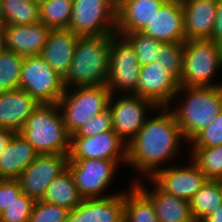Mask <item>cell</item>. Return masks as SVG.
I'll return each instance as SVG.
<instances>
[{
    "instance_id": "obj_1",
    "label": "cell",
    "mask_w": 222,
    "mask_h": 222,
    "mask_svg": "<svg viewBox=\"0 0 222 222\" xmlns=\"http://www.w3.org/2000/svg\"><path fill=\"white\" fill-rule=\"evenodd\" d=\"M182 142L186 140L171 109L157 107L127 144V165L144 178H151L179 155Z\"/></svg>"
},
{
    "instance_id": "obj_2",
    "label": "cell",
    "mask_w": 222,
    "mask_h": 222,
    "mask_svg": "<svg viewBox=\"0 0 222 222\" xmlns=\"http://www.w3.org/2000/svg\"><path fill=\"white\" fill-rule=\"evenodd\" d=\"M173 105H175V107ZM171 106L173 107L171 108ZM169 108L173 112L176 122L181 128L187 145L200 131L207 128L221 113L222 86H179V90Z\"/></svg>"
},
{
    "instance_id": "obj_3",
    "label": "cell",
    "mask_w": 222,
    "mask_h": 222,
    "mask_svg": "<svg viewBox=\"0 0 222 222\" xmlns=\"http://www.w3.org/2000/svg\"><path fill=\"white\" fill-rule=\"evenodd\" d=\"M111 35L79 37L68 73L65 89L107 84Z\"/></svg>"
},
{
    "instance_id": "obj_4",
    "label": "cell",
    "mask_w": 222,
    "mask_h": 222,
    "mask_svg": "<svg viewBox=\"0 0 222 222\" xmlns=\"http://www.w3.org/2000/svg\"><path fill=\"white\" fill-rule=\"evenodd\" d=\"M19 134L38 154H69L71 135L65 127L58 103L39 104Z\"/></svg>"
},
{
    "instance_id": "obj_5",
    "label": "cell",
    "mask_w": 222,
    "mask_h": 222,
    "mask_svg": "<svg viewBox=\"0 0 222 222\" xmlns=\"http://www.w3.org/2000/svg\"><path fill=\"white\" fill-rule=\"evenodd\" d=\"M220 71L222 72V46L210 39L184 41L183 73L178 81L179 86H222L221 82L213 81Z\"/></svg>"
},
{
    "instance_id": "obj_6",
    "label": "cell",
    "mask_w": 222,
    "mask_h": 222,
    "mask_svg": "<svg viewBox=\"0 0 222 222\" xmlns=\"http://www.w3.org/2000/svg\"><path fill=\"white\" fill-rule=\"evenodd\" d=\"M111 93L107 86H81L65 89L58 106L70 135L95 115L108 108Z\"/></svg>"
},
{
    "instance_id": "obj_7",
    "label": "cell",
    "mask_w": 222,
    "mask_h": 222,
    "mask_svg": "<svg viewBox=\"0 0 222 222\" xmlns=\"http://www.w3.org/2000/svg\"><path fill=\"white\" fill-rule=\"evenodd\" d=\"M117 0H73L68 29L79 37L116 34Z\"/></svg>"
},
{
    "instance_id": "obj_8",
    "label": "cell",
    "mask_w": 222,
    "mask_h": 222,
    "mask_svg": "<svg viewBox=\"0 0 222 222\" xmlns=\"http://www.w3.org/2000/svg\"><path fill=\"white\" fill-rule=\"evenodd\" d=\"M19 89L25 90L39 104L58 103L65 91L63 77L41 57L24 56Z\"/></svg>"
},
{
    "instance_id": "obj_9",
    "label": "cell",
    "mask_w": 222,
    "mask_h": 222,
    "mask_svg": "<svg viewBox=\"0 0 222 222\" xmlns=\"http://www.w3.org/2000/svg\"><path fill=\"white\" fill-rule=\"evenodd\" d=\"M127 165V161H110L102 159H69L68 169L73 175L74 182L80 195L86 198H104L118 195L124 191L114 194H106L110 183L117 174V167ZM105 193V194H103Z\"/></svg>"
},
{
    "instance_id": "obj_10",
    "label": "cell",
    "mask_w": 222,
    "mask_h": 222,
    "mask_svg": "<svg viewBox=\"0 0 222 222\" xmlns=\"http://www.w3.org/2000/svg\"><path fill=\"white\" fill-rule=\"evenodd\" d=\"M108 108L112 129L126 144L136 136L149 115L157 109L151 101L132 94L111 95Z\"/></svg>"
},
{
    "instance_id": "obj_11",
    "label": "cell",
    "mask_w": 222,
    "mask_h": 222,
    "mask_svg": "<svg viewBox=\"0 0 222 222\" xmlns=\"http://www.w3.org/2000/svg\"><path fill=\"white\" fill-rule=\"evenodd\" d=\"M141 66L131 45L117 34L111 35L109 71L106 86L111 95H135ZM119 92V93H118Z\"/></svg>"
},
{
    "instance_id": "obj_12",
    "label": "cell",
    "mask_w": 222,
    "mask_h": 222,
    "mask_svg": "<svg viewBox=\"0 0 222 222\" xmlns=\"http://www.w3.org/2000/svg\"><path fill=\"white\" fill-rule=\"evenodd\" d=\"M69 154H39L18 178L22 193L42 200L48 185L68 169Z\"/></svg>"
},
{
    "instance_id": "obj_13",
    "label": "cell",
    "mask_w": 222,
    "mask_h": 222,
    "mask_svg": "<svg viewBox=\"0 0 222 222\" xmlns=\"http://www.w3.org/2000/svg\"><path fill=\"white\" fill-rule=\"evenodd\" d=\"M178 90V80L159 61L141 66L135 95L151 101L156 107H170Z\"/></svg>"
},
{
    "instance_id": "obj_14",
    "label": "cell",
    "mask_w": 222,
    "mask_h": 222,
    "mask_svg": "<svg viewBox=\"0 0 222 222\" xmlns=\"http://www.w3.org/2000/svg\"><path fill=\"white\" fill-rule=\"evenodd\" d=\"M187 164L165 166L151 179L166 193L190 201L208 178L189 157Z\"/></svg>"
},
{
    "instance_id": "obj_15",
    "label": "cell",
    "mask_w": 222,
    "mask_h": 222,
    "mask_svg": "<svg viewBox=\"0 0 222 222\" xmlns=\"http://www.w3.org/2000/svg\"><path fill=\"white\" fill-rule=\"evenodd\" d=\"M69 159L127 161V144L113 129L92 137H71Z\"/></svg>"
},
{
    "instance_id": "obj_16",
    "label": "cell",
    "mask_w": 222,
    "mask_h": 222,
    "mask_svg": "<svg viewBox=\"0 0 222 222\" xmlns=\"http://www.w3.org/2000/svg\"><path fill=\"white\" fill-rule=\"evenodd\" d=\"M141 32L165 43L184 42L185 25L181 0H167Z\"/></svg>"
},
{
    "instance_id": "obj_17",
    "label": "cell",
    "mask_w": 222,
    "mask_h": 222,
    "mask_svg": "<svg viewBox=\"0 0 222 222\" xmlns=\"http://www.w3.org/2000/svg\"><path fill=\"white\" fill-rule=\"evenodd\" d=\"M68 222H124V192L83 199L70 211Z\"/></svg>"
},
{
    "instance_id": "obj_18",
    "label": "cell",
    "mask_w": 222,
    "mask_h": 222,
    "mask_svg": "<svg viewBox=\"0 0 222 222\" xmlns=\"http://www.w3.org/2000/svg\"><path fill=\"white\" fill-rule=\"evenodd\" d=\"M140 178V176L135 178L132 183H135L152 200L158 222H195L190 201L164 192L151 178L148 179L152 184L150 190Z\"/></svg>"
},
{
    "instance_id": "obj_19",
    "label": "cell",
    "mask_w": 222,
    "mask_h": 222,
    "mask_svg": "<svg viewBox=\"0 0 222 222\" xmlns=\"http://www.w3.org/2000/svg\"><path fill=\"white\" fill-rule=\"evenodd\" d=\"M38 105L23 89L0 92V127L19 133Z\"/></svg>"
},
{
    "instance_id": "obj_20",
    "label": "cell",
    "mask_w": 222,
    "mask_h": 222,
    "mask_svg": "<svg viewBox=\"0 0 222 222\" xmlns=\"http://www.w3.org/2000/svg\"><path fill=\"white\" fill-rule=\"evenodd\" d=\"M167 0H117L116 34L141 32Z\"/></svg>"
},
{
    "instance_id": "obj_21",
    "label": "cell",
    "mask_w": 222,
    "mask_h": 222,
    "mask_svg": "<svg viewBox=\"0 0 222 222\" xmlns=\"http://www.w3.org/2000/svg\"><path fill=\"white\" fill-rule=\"evenodd\" d=\"M185 41L210 39L215 25L217 0H181Z\"/></svg>"
},
{
    "instance_id": "obj_22",
    "label": "cell",
    "mask_w": 222,
    "mask_h": 222,
    "mask_svg": "<svg viewBox=\"0 0 222 222\" xmlns=\"http://www.w3.org/2000/svg\"><path fill=\"white\" fill-rule=\"evenodd\" d=\"M7 50L22 56L40 55L51 31L41 21L25 25H5Z\"/></svg>"
},
{
    "instance_id": "obj_23",
    "label": "cell",
    "mask_w": 222,
    "mask_h": 222,
    "mask_svg": "<svg viewBox=\"0 0 222 222\" xmlns=\"http://www.w3.org/2000/svg\"><path fill=\"white\" fill-rule=\"evenodd\" d=\"M79 36L70 29H51L41 57L61 77H65L72 63Z\"/></svg>"
},
{
    "instance_id": "obj_24",
    "label": "cell",
    "mask_w": 222,
    "mask_h": 222,
    "mask_svg": "<svg viewBox=\"0 0 222 222\" xmlns=\"http://www.w3.org/2000/svg\"><path fill=\"white\" fill-rule=\"evenodd\" d=\"M38 155L24 137L15 133L0 154V179H18Z\"/></svg>"
},
{
    "instance_id": "obj_25",
    "label": "cell",
    "mask_w": 222,
    "mask_h": 222,
    "mask_svg": "<svg viewBox=\"0 0 222 222\" xmlns=\"http://www.w3.org/2000/svg\"><path fill=\"white\" fill-rule=\"evenodd\" d=\"M83 199L75 185L72 173L67 169L48 185L42 201L59 205L71 211Z\"/></svg>"
},
{
    "instance_id": "obj_26",
    "label": "cell",
    "mask_w": 222,
    "mask_h": 222,
    "mask_svg": "<svg viewBox=\"0 0 222 222\" xmlns=\"http://www.w3.org/2000/svg\"><path fill=\"white\" fill-rule=\"evenodd\" d=\"M124 190V222H158L152 200L135 184Z\"/></svg>"
},
{
    "instance_id": "obj_27",
    "label": "cell",
    "mask_w": 222,
    "mask_h": 222,
    "mask_svg": "<svg viewBox=\"0 0 222 222\" xmlns=\"http://www.w3.org/2000/svg\"><path fill=\"white\" fill-rule=\"evenodd\" d=\"M222 205V180L207 182L190 199V209L195 222H202Z\"/></svg>"
},
{
    "instance_id": "obj_28",
    "label": "cell",
    "mask_w": 222,
    "mask_h": 222,
    "mask_svg": "<svg viewBox=\"0 0 222 222\" xmlns=\"http://www.w3.org/2000/svg\"><path fill=\"white\" fill-rule=\"evenodd\" d=\"M4 25H25L40 21L39 0H1Z\"/></svg>"
},
{
    "instance_id": "obj_29",
    "label": "cell",
    "mask_w": 222,
    "mask_h": 222,
    "mask_svg": "<svg viewBox=\"0 0 222 222\" xmlns=\"http://www.w3.org/2000/svg\"><path fill=\"white\" fill-rule=\"evenodd\" d=\"M73 0H39L40 21L50 29H67Z\"/></svg>"
},
{
    "instance_id": "obj_30",
    "label": "cell",
    "mask_w": 222,
    "mask_h": 222,
    "mask_svg": "<svg viewBox=\"0 0 222 222\" xmlns=\"http://www.w3.org/2000/svg\"><path fill=\"white\" fill-rule=\"evenodd\" d=\"M191 150V151H190ZM190 157L208 179L222 180V145L191 148Z\"/></svg>"
},
{
    "instance_id": "obj_31",
    "label": "cell",
    "mask_w": 222,
    "mask_h": 222,
    "mask_svg": "<svg viewBox=\"0 0 222 222\" xmlns=\"http://www.w3.org/2000/svg\"><path fill=\"white\" fill-rule=\"evenodd\" d=\"M24 56L13 51L0 52V92L19 89Z\"/></svg>"
},
{
    "instance_id": "obj_32",
    "label": "cell",
    "mask_w": 222,
    "mask_h": 222,
    "mask_svg": "<svg viewBox=\"0 0 222 222\" xmlns=\"http://www.w3.org/2000/svg\"><path fill=\"white\" fill-rule=\"evenodd\" d=\"M117 35L122 36L134 49L140 66L158 61L161 41L155 40L142 32H131Z\"/></svg>"
},
{
    "instance_id": "obj_33",
    "label": "cell",
    "mask_w": 222,
    "mask_h": 222,
    "mask_svg": "<svg viewBox=\"0 0 222 222\" xmlns=\"http://www.w3.org/2000/svg\"><path fill=\"white\" fill-rule=\"evenodd\" d=\"M183 59L184 42L161 43L158 61L162 63L178 81L183 73Z\"/></svg>"
},
{
    "instance_id": "obj_34",
    "label": "cell",
    "mask_w": 222,
    "mask_h": 222,
    "mask_svg": "<svg viewBox=\"0 0 222 222\" xmlns=\"http://www.w3.org/2000/svg\"><path fill=\"white\" fill-rule=\"evenodd\" d=\"M70 210L59 205L35 200L28 222H68Z\"/></svg>"
},
{
    "instance_id": "obj_35",
    "label": "cell",
    "mask_w": 222,
    "mask_h": 222,
    "mask_svg": "<svg viewBox=\"0 0 222 222\" xmlns=\"http://www.w3.org/2000/svg\"><path fill=\"white\" fill-rule=\"evenodd\" d=\"M35 200L22 193L0 213V222H28Z\"/></svg>"
},
{
    "instance_id": "obj_36",
    "label": "cell",
    "mask_w": 222,
    "mask_h": 222,
    "mask_svg": "<svg viewBox=\"0 0 222 222\" xmlns=\"http://www.w3.org/2000/svg\"><path fill=\"white\" fill-rule=\"evenodd\" d=\"M187 145H189V148L222 145V111L207 128L200 131Z\"/></svg>"
},
{
    "instance_id": "obj_37",
    "label": "cell",
    "mask_w": 222,
    "mask_h": 222,
    "mask_svg": "<svg viewBox=\"0 0 222 222\" xmlns=\"http://www.w3.org/2000/svg\"><path fill=\"white\" fill-rule=\"evenodd\" d=\"M112 130V119L109 108L95 115L82 125L71 137H92Z\"/></svg>"
},
{
    "instance_id": "obj_38",
    "label": "cell",
    "mask_w": 222,
    "mask_h": 222,
    "mask_svg": "<svg viewBox=\"0 0 222 222\" xmlns=\"http://www.w3.org/2000/svg\"><path fill=\"white\" fill-rule=\"evenodd\" d=\"M22 194L18 179H0V213Z\"/></svg>"
},
{
    "instance_id": "obj_39",
    "label": "cell",
    "mask_w": 222,
    "mask_h": 222,
    "mask_svg": "<svg viewBox=\"0 0 222 222\" xmlns=\"http://www.w3.org/2000/svg\"><path fill=\"white\" fill-rule=\"evenodd\" d=\"M210 40L222 46V0H217L215 25Z\"/></svg>"
},
{
    "instance_id": "obj_40",
    "label": "cell",
    "mask_w": 222,
    "mask_h": 222,
    "mask_svg": "<svg viewBox=\"0 0 222 222\" xmlns=\"http://www.w3.org/2000/svg\"><path fill=\"white\" fill-rule=\"evenodd\" d=\"M14 134L15 132L8 129L0 130V154L6 148L7 144Z\"/></svg>"
},
{
    "instance_id": "obj_41",
    "label": "cell",
    "mask_w": 222,
    "mask_h": 222,
    "mask_svg": "<svg viewBox=\"0 0 222 222\" xmlns=\"http://www.w3.org/2000/svg\"><path fill=\"white\" fill-rule=\"evenodd\" d=\"M202 222H222V205L209 214Z\"/></svg>"
},
{
    "instance_id": "obj_42",
    "label": "cell",
    "mask_w": 222,
    "mask_h": 222,
    "mask_svg": "<svg viewBox=\"0 0 222 222\" xmlns=\"http://www.w3.org/2000/svg\"><path fill=\"white\" fill-rule=\"evenodd\" d=\"M7 50L5 25L0 24V52Z\"/></svg>"
},
{
    "instance_id": "obj_43",
    "label": "cell",
    "mask_w": 222,
    "mask_h": 222,
    "mask_svg": "<svg viewBox=\"0 0 222 222\" xmlns=\"http://www.w3.org/2000/svg\"><path fill=\"white\" fill-rule=\"evenodd\" d=\"M0 24H3V16L1 12V0H0Z\"/></svg>"
}]
</instances>
